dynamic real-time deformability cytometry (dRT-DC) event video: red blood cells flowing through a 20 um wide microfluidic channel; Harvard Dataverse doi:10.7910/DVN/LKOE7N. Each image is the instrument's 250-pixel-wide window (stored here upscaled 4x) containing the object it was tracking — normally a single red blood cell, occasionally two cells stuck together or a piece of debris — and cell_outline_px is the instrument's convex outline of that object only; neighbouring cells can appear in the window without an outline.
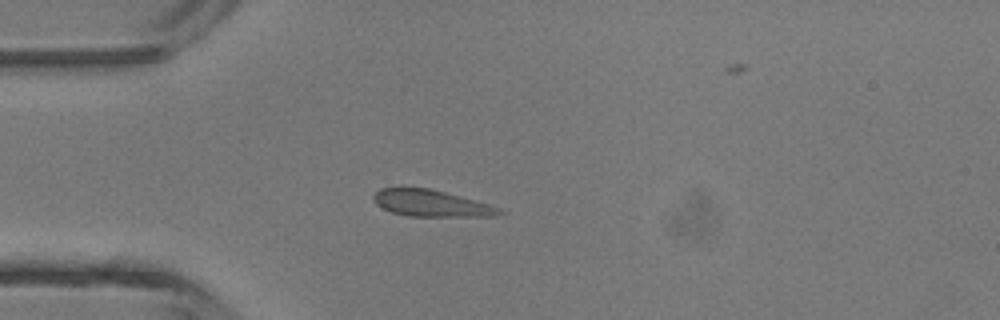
{"species": "common noctule bat (a hibernating species)", "species_latin": "Nyctalus noctula", "temperature_condition": "room temperature", "stored_images_in_passage": 2, "camera_frame_rate_fps": 3000, "um_per_image_px": 0.085, "animal": {"sex": "male", "body_mass_g": 13.3}, "frame": {"image": 1, "passage_image": 2, "time_ms": 0.333, "image_size_px": [1000, 320], "cell_outline_px": [[508, 212], [496, 216], [408, 216], [392, 212], [376, 204], [372, 196], [380, 188], [400, 184], [428, 188], [444, 192], [488, 204], [500, 208]], "centroid_in_image_um": [36.59, 17.24], "position_along_channel_um": 48.4, "area_um2": 19.94}}